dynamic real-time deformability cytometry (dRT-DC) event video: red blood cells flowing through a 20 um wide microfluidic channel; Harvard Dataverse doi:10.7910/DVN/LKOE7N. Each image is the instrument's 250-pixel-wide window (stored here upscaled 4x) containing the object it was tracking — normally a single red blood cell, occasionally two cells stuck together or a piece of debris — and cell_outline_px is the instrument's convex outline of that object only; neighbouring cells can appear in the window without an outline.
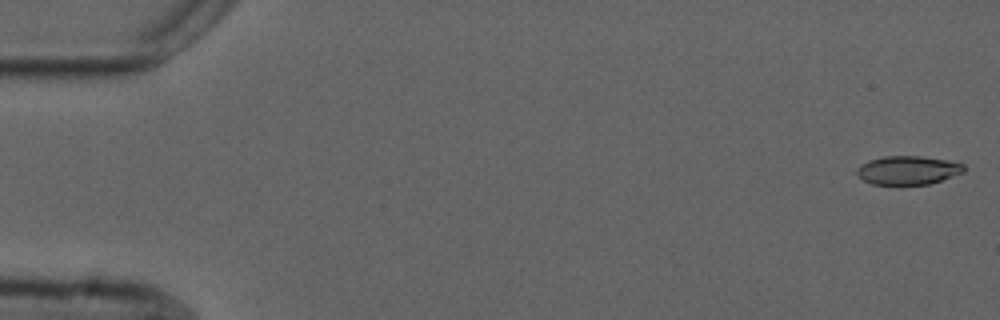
{"species": "common noctule bat (a hibernating species)", "species_latin": "Nyctalus noctula", "temperature_condition": "cold", "stored_images_in_passage": 5, "camera_frame_rate_fps": 3000, "um_per_image_px": 0.085, "animal": {"sex": "male", "forearm_length_mm": 52.5}, "frame": {"image": 1, "passage_image": 1, "time_ms": 0.0, "image_size_px": [1000, 320], "cell_outline_px": [[964, 172], [928, 184], [872, 184], [864, 180], [856, 172], [856, 168], [860, 164], [868, 160], [884, 156], [920, 156], [948, 160], [964, 164]], "centroid_in_image_um": [77.15, 14.45], "position_along_channel_um": 7.8, "area_um2": 17.74}}
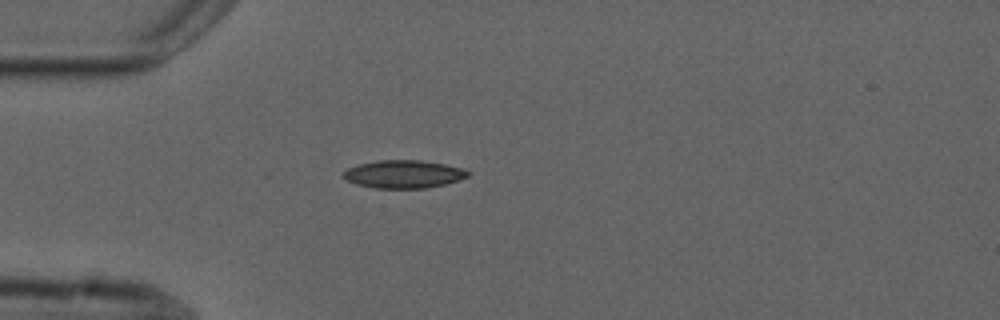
{"frame": {"image": 2, "passage_image": 5, "time_ms": 4.667, "image_size_px": [1000, 320], "cell_outline_px": [[472, 172], [468, 176], [444, 184], [428, 188], [376, 188], [356, 184], [348, 180], [344, 176], [344, 172], [348, 168], [360, 164], [376, 160], [420, 160], [444, 164], [464, 168]], "centroid_in_image_um": [34.34, 14.79], "position_along_channel_um": 50.7, "area_um2": 20.11}}